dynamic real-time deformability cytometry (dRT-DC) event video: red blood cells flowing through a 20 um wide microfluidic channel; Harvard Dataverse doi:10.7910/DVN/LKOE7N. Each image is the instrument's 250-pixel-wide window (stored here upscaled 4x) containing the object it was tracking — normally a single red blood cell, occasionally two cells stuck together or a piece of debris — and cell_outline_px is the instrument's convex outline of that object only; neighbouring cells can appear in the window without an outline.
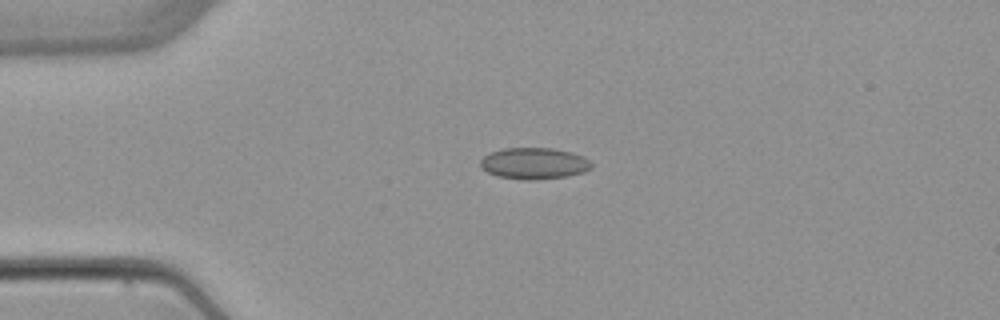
{"species": "common noctule bat (a hibernating species)", "species_latin": "Nyctalus noctula", "temperature_condition": "warm", "stored_images_in_passage": 4, "camera_frame_rate_fps": 3000, "um_per_image_px": 0.085, "animal": {"sex": "female", "body_mass_g": 22.7, "forearm_length_mm": 54.2}, "frame": {"image": 1, "passage_image": 4, "time_ms": 3.667, "image_size_px": [1000, 320], "cell_outline_px": [[592, 168], [584, 172], [568, 176], [532, 180], [528, 180], [496, 176], [480, 168], [480, 160], [488, 152], [504, 148], [552, 148], [572, 152], [584, 156], [592, 164]], "centroid_in_image_um": [45.38, 13.88], "position_along_channel_um": 39.6, "area_um2": 20.52}}